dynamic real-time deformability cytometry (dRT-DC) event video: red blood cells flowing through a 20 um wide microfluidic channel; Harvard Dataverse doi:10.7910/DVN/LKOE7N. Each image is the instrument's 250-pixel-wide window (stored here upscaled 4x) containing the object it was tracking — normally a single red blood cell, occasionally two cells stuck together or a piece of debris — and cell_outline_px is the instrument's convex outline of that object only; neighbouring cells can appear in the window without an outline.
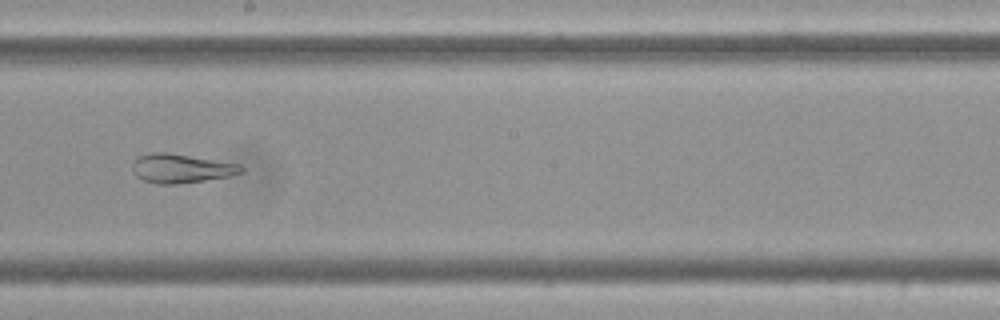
{"species": "Egyptian fruit bat (a non-hibernating species)", "species_latin": "Rousettus aegyptiacus", "temperature_condition": "cold", "stored_images_in_passage": 35, "camera_frame_rate_fps": 3000, "um_per_image_px": 0.085, "frame": {"image": 1, "passage_image": 16, "time_ms": 5.0, "image_size_px": [1000, 320], "cell_outline_px": [[244, 172], [228, 176], [204, 180], [176, 184], [156, 184], [144, 180], [136, 176], [132, 164], [132, 160], [136, 156], [152, 152], [168, 152], [240, 164], [244, 168]], "centroid_in_image_um": [15.37, 14.3], "position_along_channel_um": 232.8, "area_um2": 18.44}}
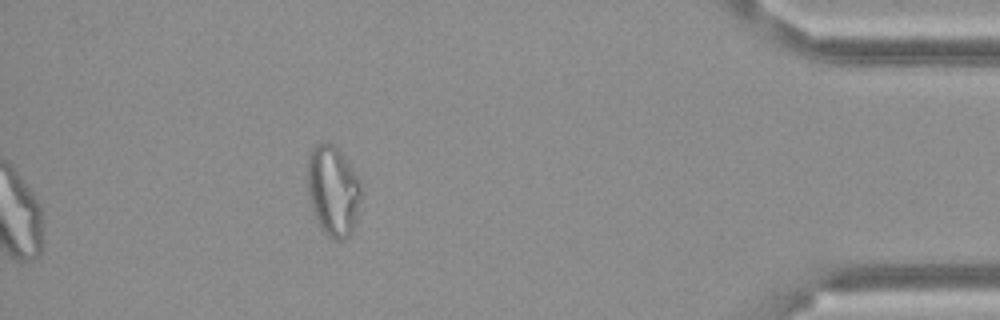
{"frame": {"image": 2, "passage_image": 35, "time_ms": 11.333, "image_size_px": [1000, 320], "cell_outline_px": [[364, 192], [352, 232], [344, 240], [336, 240], [328, 236], [320, 228], [312, 208], [308, 192], [308, 156], [312, 148], [316, 144], [332, 144], [348, 160], [356, 172], [360, 180]], "centroid_in_image_um": [28.36, 16.23], "position_along_channel_um": 406.8, "area_um2": 28.55}, "authors_computed_cell_mechanics": {"area_um2": 21.5594, "velocity_mm_per_s": 3.4849, "shape_relaxation_time_tau1_ms": null, "shape_relaxation_time_tau2_ms": 0.7859, "deformation_change_tau1": null, "deformation_change_tau2": 0.0526}}